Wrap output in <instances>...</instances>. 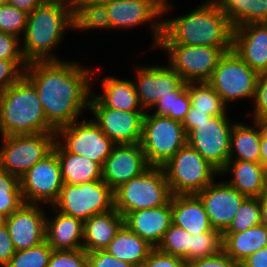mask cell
Masks as SVG:
<instances>
[{
	"instance_id": "29",
	"label": "cell",
	"mask_w": 267,
	"mask_h": 267,
	"mask_svg": "<svg viewBox=\"0 0 267 267\" xmlns=\"http://www.w3.org/2000/svg\"><path fill=\"white\" fill-rule=\"evenodd\" d=\"M153 249V246L123 224L104 250L118 260L128 262L135 267H142Z\"/></svg>"
},
{
	"instance_id": "3",
	"label": "cell",
	"mask_w": 267,
	"mask_h": 267,
	"mask_svg": "<svg viewBox=\"0 0 267 267\" xmlns=\"http://www.w3.org/2000/svg\"><path fill=\"white\" fill-rule=\"evenodd\" d=\"M73 6L40 4L28 14L23 35L24 45L21 48L23 58L27 63L59 61V58L53 56L52 50L57 48L56 46L63 40V33L67 29L74 28Z\"/></svg>"
},
{
	"instance_id": "40",
	"label": "cell",
	"mask_w": 267,
	"mask_h": 267,
	"mask_svg": "<svg viewBox=\"0 0 267 267\" xmlns=\"http://www.w3.org/2000/svg\"><path fill=\"white\" fill-rule=\"evenodd\" d=\"M53 249L43 241L39 245L16 251L5 267H47Z\"/></svg>"
},
{
	"instance_id": "30",
	"label": "cell",
	"mask_w": 267,
	"mask_h": 267,
	"mask_svg": "<svg viewBox=\"0 0 267 267\" xmlns=\"http://www.w3.org/2000/svg\"><path fill=\"white\" fill-rule=\"evenodd\" d=\"M102 81L104 94H94V96L105 107L120 111L145 112L139 102L133 81L110 76Z\"/></svg>"
},
{
	"instance_id": "5",
	"label": "cell",
	"mask_w": 267,
	"mask_h": 267,
	"mask_svg": "<svg viewBox=\"0 0 267 267\" xmlns=\"http://www.w3.org/2000/svg\"><path fill=\"white\" fill-rule=\"evenodd\" d=\"M171 198L162 167L150 166L114 190V208L125 217L132 211L163 206Z\"/></svg>"
},
{
	"instance_id": "26",
	"label": "cell",
	"mask_w": 267,
	"mask_h": 267,
	"mask_svg": "<svg viewBox=\"0 0 267 267\" xmlns=\"http://www.w3.org/2000/svg\"><path fill=\"white\" fill-rule=\"evenodd\" d=\"M124 224V217L114 208L84 222L83 250H104Z\"/></svg>"
},
{
	"instance_id": "57",
	"label": "cell",
	"mask_w": 267,
	"mask_h": 267,
	"mask_svg": "<svg viewBox=\"0 0 267 267\" xmlns=\"http://www.w3.org/2000/svg\"><path fill=\"white\" fill-rule=\"evenodd\" d=\"M89 1H92L95 3H100V4H107V3H110V2L115 1V0H89Z\"/></svg>"
},
{
	"instance_id": "36",
	"label": "cell",
	"mask_w": 267,
	"mask_h": 267,
	"mask_svg": "<svg viewBox=\"0 0 267 267\" xmlns=\"http://www.w3.org/2000/svg\"><path fill=\"white\" fill-rule=\"evenodd\" d=\"M23 204L20 178L0 168V214L7 217Z\"/></svg>"
},
{
	"instance_id": "55",
	"label": "cell",
	"mask_w": 267,
	"mask_h": 267,
	"mask_svg": "<svg viewBox=\"0 0 267 267\" xmlns=\"http://www.w3.org/2000/svg\"><path fill=\"white\" fill-rule=\"evenodd\" d=\"M260 164L267 170V143H261Z\"/></svg>"
},
{
	"instance_id": "17",
	"label": "cell",
	"mask_w": 267,
	"mask_h": 267,
	"mask_svg": "<svg viewBox=\"0 0 267 267\" xmlns=\"http://www.w3.org/2000/svg\"><path fill=\"white\" fill-rule=\"evenodd\" d=\"M149 167L140 143L115 144L102 167V180L114 191Z\"/></svg>"
},
{
	"instance_id": "12",
	"label": "cell",
	"mask_w": 267,
	"mask_h": 267,
	"mask_svg": "<svg viewBox=\"0 0 267 267\" xmlns=\"http://www.w3.org/2000/svg\"><path fill=\"white\" fill-rule=\"evenodd\" d=\"M157 47L168 52V65L186 83L208 82L219 59L225 53L222 48L207 46L158 44Z\"/></svg>"
},
{
	"instance_id": "33",
	"label": "cell",
	"mask_w": 267,
	"mask_h": 267,
	"mask_svg": "<svg viewBox=\"0 0 267 267\" xmlns=\"http://www.w3.org/2000/svg\"><path fill=\"white\" fill-rule=\"evenodd\" d=\"M73 22L74 30L111 29V20L106 4L89 0H74Z\"/></svg>"
},
{
	"instance_id": "43",
	"label": "cell",
	"mask_w": 267,
	"mask_h": 267,
	"mask_svg": "<svg viewBox=\"0 0 267 267\" xmlns=\"http://www.w3.org/2000/svg\"><path fill=\"white\" fill-rule=\"evenodd\" d=\"M27 65L26 60L0 59V93L17 83L24 76Z\"/></svg>"
},
{
	"instance_id": "47",
	"label": "cell",
	"mask_w": 267,
	"mask_h": 267,
	"mask_svg": "<svg viewBox=\"0 0 267 267\" xmlns=\"http://www.w3.org/2000/svg\"><path fill=\"white\" fill-rule=\"evenodd\" d=\"M88 267H135L108 254L105 250L87 252Z\"/></svg>"
},
{
	"instance_id": "20",
	"label": "cell",
	"mask_w": 267,
	"mask_h": 267,
	"mask_svg": "<svg viewBox=\"0 0 267 267\" xmlns=\"http://www.w3.org/2000/svg\"><path fill=\"white\" fill-rule=\"evenodd\" d=\"M111 20V29L128 28L156 20L173 5L168 0H115L106 4Z\"/></svg>"
},
{
	"instance_id": "31",
	"label": "cell",
	"mask_w": 267,
	"mask_h": 267,
	"mask_svg": "<svg viewBox=\"0 0 267 267\" xmlns=\"http://www.w3.org/2000/svg\"><path fill=\"white\" fill-rule=\"evenodd\" d=\"M253 125L254 127L244 123L234 124L231 130L229 160L260 163L261 132L255 121Z\"/></svg>"
},
{
	"instance_id": "8",
	"label": "cell",
	"mask_w": 267,
	"mask_h": 267,
	"mask_svg": "<svg viewBox=\"0 0 267 267\" xmlns=\"http://www.w3.org/2000/svg\"><path fill=\"white\" fill-rule=\"evenodd\" d=\"M52 209L85 222L114 209V191L103 181L64 183Z\"/></svg>"
},
{
	"instance_id": "2",
	"label": "cell",
	"mask_w": 267,
	"mask_h": 267,
	"mask_svg": "<svg viewBox=\"0 0 267 267\" xmlns=\"http://www.w3.org/2000/svg\"><path fill=\"white\" fill-rule=\"evenodd\" d=\"M153 46L177 44L233 50V26L216 0H208L194 11L151 24Z\"/></svg>"
},
{
	"instance_id": "49",
	"label": "cell",
	"mask_w": 267,
	"mask_h": 267,
	"mask_svg": "<svg viewBox=\"0 0 267 267\" xmlns=\"http://www.w3.org/2000/svg\"><path fill=\"white\" fill-rule=\"evenodd\" d=\"M16 250L10 238L9 231L5 223L0 226V267H5Z\"/></svg>"
},
{
	"instance_id": "15",
	"label": "cell",
	"mask_w": 267,
	"mask_h": 267,
	"mask_svg": "<svg viewBox=\"0 0 267 267\" xmlns=\"http://www.w3.org/2000/svg\"><path fill=\"white\" fill-rule=\"evenodd\" d=\"M89 109L95 116L93 121L115 144L140 143L145 112L120 111L105 107L94 93L90 97Z\"/></svg>"
},
{
	"instance_id": "24",
	"label": "cell",
	"mask_w": 267,
	"mask_h": 267,
	"mask_svg": "<svg viewBox=\"0 0 267 267\" xmlns=\"http://www.w3.org/2000/svg\"><path fill=\"white\" fill-rule=\"evenodd\" d=\"M229 171L234 178L226 182L246 197L259 198L267 190V170L260 163L229 160L220 174Z\"/></svg>"
},
{
	"instance_id": "41",
	"label": "cell",
	"mask_w": 267,
	"mask_h": 267,
	"mask_svg": "<svg viewBox=\"0 0 267 267\" xmlns=\"http://www.w3.org/2000/svg\"><path fill=\"white\" fill-rule=\"evenodd\" d=\"M27 19L26 12L9 4L0 5V32L20 38L21 33L24 35Z\"/></svg>"
},
{
	"instance_id": "6",
	"label": "cell",
	"mask_w": 267,
	"mask_h": 267,
	"mask_svg": "<svg viewBox=\"0 0 267 267\" xmlns=\"http://www.w3.org/2000/svg\"><path fill=\"white\" fill-rule=\"evenodd\" d=\"M162 169L172 195L197 194L220 173L188 144L168 160Z\"/></svg>"
},
{
	"instance_id": "32",
	"label": "cell",
	"mask_w": 267,
	"mask_h": 267,
	"mask_svg": "<svg viewBox=\"0 0 267 267\" xmlns=\"http://www.w3.org/2000/svg\"><path fill=\"white\" fill-rule=\"evenodd\" d=\"M233 28L267 23V0H216Z\"/></svg>"
},
{
	"instance_id": "42",
	"label": "cell",
	"mask_w": 267,
	"mask_h": 267,
	"mask_svg": "<svg viewBox=\"0 0 267 267\" xmlns=\"http://www.w3.org/2000/svg\"><path fill=\"white\" fill-rule=\"evenodd\" d=\"M47 267H88L87 252L78 250H53Z\"/></svg>"
},
{
	"instance_id": "56",
	"label": "cell",
	"mask_w": 267,
	"mask_h": 267,
	"mask_svg": "<svg viewBox=\"0 0 267 267\" xmlns=\"http://www.w3.org/2000/svg\"><path fill=\"white\" fill-rule=\"evenodd\" d=\"M37 1L40 4L74 5V0H37Z\"/></svg>"
},
{
	"instance_id": "28",
	"label": "cell",
	"mask_w": 267,
	"mask_h": 267,
	"mask_svg": "<svg viewBox=\"0 0 267 267\" xmlns=\"http://www.w3.org/2000/svg\"><path fill=\"white\" fill-rule=\"evenodd\" d=\"M53 151L60 162L63 183L82 184L102 180V167L98 163L67 152L57 140Z\"/></svg>"
},
{
	"instance_id": "52",
	"label": "cell",
	"mask_w": 267,
	"mask_h": 267,
	"mask_svg": "<svg viewBox=\"0 0 267 267\" xmlns=\"http://www.w3.org/2000/svg\"><path fill=\"white\" fill-rule=\"evenodd\" d=\"M6 4L12 5L27 14L32 13L40 5L37 0H6Z\"/></svg>"
},
{
	"instance_id": "19",
	"label": "cell",
	"mask_w": 267,
	"mask_h": 267,
	"mask_svg": "<svg viewBox=\"0 0 267 267\" xmlns=\"http://www.w3.org/2000/svg\"><path fill=\"white\" fill-rule=\"evenodd\" d=\"M136 75L133 83L144 110L152 108L161 97L173 95L184 83L182 77L169 65L138 67Z\"/></svg>"
},
{
	"instance_id": "7",
	"label": "cell",
	"mask_w": 267,
	"mask_h": 267,
	"mask_svg": "<svg viewBox=\"0 0 267 267\" xmlns=\"http://www.w3.org/2000/svg\"><path fill=\"white\" fill-rule=\"evenodd\" d=\"M186 144L182 122L145 112L140 145L150 166L162 167Z\"/></svg>"
},
{
	"instance_id": "45",
	"label": "cell",
	"mask_w": 267,
	"mask_h": 267,
	"mask_svg": "<svg viewBox=\"0 0 267 267\" xmlns=\"http://www.w3.org/2000/svg\"><path fill=\"white\" fill-rule=\"evenodd\" d=\"M142 267H187V262L180 257L161 252L154 248Z\"/></svg>"
},
{
	"instance_id": "44",
	"label": "cell",
	"mask_w": 267,
	"mask_h": 267,
	"mask_svg": "<svg viewBox=\"0 0 267 267\" xmlns=\"http://www.w3.org/2000/svg\"><path fill=\"white\" fill-rule=\"evenodd\" d=\"M254 102L253 118H267V71L258 74Z\"/></svg>"
},
{
	"instance_id": "38",
	"label": "cell",
	"mask_w": 267,
	"mask_h": 267,
	"mask_svg": "<svg viewBox=\"0 0 267 267\" xmlns=\"http://www.w3.org/2000/svg\"><path fill=\"white\" fill-rule=\"evenodd\" d=\"M190 242L191 234L172 223L157 248L161 252L183 258L188 263Z\"/></svg>"
},
{
	"instance_id": "50",
	"label": "cell",
	"mask_w": 267,
	"mask_h": 267,
	"mask_svg": "<svg viewBox=\"0 0 267 267\" xmlns=\"http://www.w3.org/2000/svg\"><path fill=\"white\" fill-rule=\"evenodd\" d=\"M210 118V115L206 114L205 112L195 111V109L190 106L182 125L186 134L188 135L194 128H197V124L208 121Z\"/></svg>"
},
{
	"instance_id": "22",
	"label": "cell",
	"mask_w": 267,
	"mask_h": 267,
	"mask_svg": "<svg viewBox=\"0 0 267 267\" xmlns=\"http://www.w3.org/2000/svg\"><path fill=\"white\" fill-rule=\"evenodd\" d=\"M124 224L131 232L157 248L172 224L171 200L160 207L129 212L124 217Z\"/></svg>"
},
{
	"instance_id": "1",
	"label": "cell",
	"mask_w": 267,
	"mask_h": 267,
	"mask_svg": "<svg viewBox=\"0 0 267 267\" xmlns=\"http://www.w3.org/2000/svg\"><path fill=\"white\" fill-rule=\"evenodd\" d=\"M92 74L76 62L64 60L29 62L24 70V77L36 88L47 122L55 130L78 120L83 109H89Z\"/></svg>"
},
{
	"instance_id": "59",
	"label": "cell",
	"mask_w": 267,
	"mask_h": 267,
	"mask_svg": "<svg viewBox=\"0 0 267 267\" xmlns=\"http://www.w3.org/2000/svg\"><path fill=\"white\" fill-rule=\"evenodd\" d=\"M6 4V0H0V5Z\"/></svg>"
},
{
	"instance_id": "9",
	"label": "cell",
	"mask_w": 267,
	"mask_h": 267,
	"mask_svg": "<svg viewBox=\"0 0 267 267\" xmlns=\"http://www.w3.org/2000/svg\"><path fill=\"white\" fill-rule=\"evenodd\" d=\"M0 168L21 178L38 161L53 151L56 133H36L2 137Z\"/></svg>"
},
{
	"instance_id": "46",
	"label": "cell",
	"mask_w": 267,
	"mask_h": 267,
	"mask_svg": "<svg viewBox=\"0 0 267 267\" xmlns=\"http://www.w3.org/2000/svg\"><path fill=\"white\" fill-rule=\"evenodd\" d=\"M18 39L15 35L0 32V59L25 60Z\"/></svg>"
},
{
	"instance_id": "58",
	"label": "cell",
	"mask_w": 267,
	"mask_h": 267,
	"mask_svg": "<svg viewBox=\"0 0 267 267\" xmlns=\"http://www.w3.org/2000/svg\"><path fill=\"white\" fill-rule=\"evenodd\" d=\"M4 219L5 217L2 214H0V226L4 223Z\"/></svg>"
},
{
	"instance_id": "11",
	"label": "cell",
	"mask_w": 267,
	"mask_h": 267,
	"mask_svg": "<svg viewBox=\"0 0 267 267\" xmlns=\"http://www.w3.org/2000/svg\"><path fill=\"white\" fill-rule=\"evenodd\" d=\"M78 121L59 127L56 130V139L67 151L83 156L103 167L105 160L110 156L115 143L108 138L100 127L93 121ZM62 137V138H61Z\"/></svg>"
},
{
	"instance_id": "25",
	"label": "cell",
	"mask_w": 267,
	"mask_h": 267,
	"mask_svg": "<svg viewBox=\"0 0 267 267\" xmlns=\"http://www.w3.org/2000/svg\"><path fill=\"white\" fill-rule=\"evenodd\" d=\"M172 223L191 235L212 229L204 205L196 194L172 195Z\"/></svg>"
},
{
	"instance_id": "27",
	"label": "cell",
	"mask_w": 267,
	"mask_h": 267,
	"mask_svg": "<svg viewBox=\"0 0 267 267\" xmlns=\"http://www.w3.org/2000/svg\"><path fill=\"white\" fill-rule=\"evenodd\" d=\"M267 247V227L257 225L243 232H223L222 250L237 264Z\"/></svg>"
},
{
	"instance_id": "14",
	"label": "cell",
	"mask_w": 267,
	"mask_h": 267,
	"mask_svg": "<svg viewBox=\"0 0 267 267\" xmlns=\"http://www.w3.org/2000/svg\"><path fill=\"white\" fill-rule=\"evenodd\" d=\"M20 184L24 203L53 205L64 184L57 154L52 151L38 161L20 178Z\"/></svg>"
},
{
	"instance_id": "16",
	"label": "cell",
	"mask_w": 267,
	"mask_h": 267,
	"mask_svg": "<svg viewBox=\"0 0 267 267\" xmlns=\"http://www.w3.org/2000/svg\"><path fill=\"white\" fill-rule=\"evenodd\" d=\"M202 201L212 228L223 233L247 198L227 182L214 181L196 194Z\"/></svg>"
},
{
	"instance_id": "48",
	"label": "cell",
	"mask_w": 267,
	"mask_h": 267,
	"mask_svg": "<svg viewBox=\"0 0 267 267\" xmlns=\"http://www.w3.org/2000/svg\"><path fill=\"white\" fill-rule=\"evenodd\" d=\"M237 263L232 260L223 250L206 258L189 261L187 267H235Z\"/></svg>"
},
{
	"instance_id": "51",
	"label": "cell",
	"mask_w": 267,
	"mask_h": 267,
	"mask_svg": "<svg viewBox=\"0 0 267 267\" xmlns=\"http://www.w3.org/2000/svg\"><path fill=\"white\" fill-rule=\"evenodd\" d=\"M240 264L244 267H267V247L249 255Z\"/></svg>"
},
{
	"instance_id": "35",
	"label": "cell",
	"mask_w": 267,
	"mask_h": 267,
	"mask_svg": "<svg viewBox=\"0 0 267 267\" xmlns=\"http://www.w3.org/2000/svg\"><path fill=\"white\" fill-rule=\"evenodd\" d=\"M191 106L187 91V83L184 82L173 95L161 97L153 108L156 111L153 114L167 116L171 119L183 122Z\"/></svg>"
},
{
	"instance_id": "13",
	"label": "cell",
	"mask_w": 267,
	"mask_h": 267,
	"mask_svg": "<svg viewBox=\"0 0 267 267\" xmlns=\"http://www.w3.org/2000/svg\"><path fill=\"white\" fill-rule=\"evenodd\" d=\"M233 126L227 114L212 116L187 135V144L221 172L229 161Z\"/></svg>"
},
{
	"instance_id": "4",
	"label": "cell",
	"mask_w": 267,
	"mask_h": 267,
	"mask_svg": "<svg viewBox=\"0 0 267 267\" xmlns=\"http://www.w3.org/2000/svg\"><path fill=\"white\" fill-rule=\"evenodd\" d=\"M0 131L2 137L56 133L46 120L36 88L24 76L0 93Z\"/></svg>"
},
{
	"instance_id": "21",
	"label": "cell",
	"mask_w": 267,
	"mask_h": 267,
	"mask_svg": "<svg viewBox=\"0 0 267 267\" xmlns=\"http://www.w3.org/2000/svg\"><path fill=\"white\" fill-rule=\"evenodd\" d=\"M233 50L258 74L267 71V23L234 28Z\"/></svg>"
},
{
	"instance_id": "60",
	"label": "cell",
	"mask_w": 267,
	"mask_h": 267,
	"mask_svg": "<svg viewBox=\"0 0 267 267\" xmlns=\"http://www.w3.org/2000/svg\"><path fill=\"white\" fill-rule=\"evenodd\" d=\"M235 267H244V266L241 264H237Z\"/></svg>"
},
{
	"instance_id": "39",
	"label": "cell",
	"mask_w": 267,
	"mask_h": 267,
	"mask_svg": "<svg viewBox=\"0 0 267 267\" xmlns=\"http://www.w3.org/2000/svg\"><path fill=\"white\" fill-rule=\"evenodd\" d=\"M261 224V205L259 198L247 197L240 205L234 219L224 232H243Z\"/></svg>"
},
{
	"instance_id": "53",
	"label": "cell",
	"mask_w": 267,
	"mask_h": 267,
	"mask_svg": "<svg viewBox=\"0 0 267 267\" xmlns=\"http://www.w3.org/2000/svg\"><path fill=\"white\" fill-rule=\"evenodd\" d=\"M261 205V224L267 227V190L259 197Z\"/></svg>"
},
{
	"instance_id": "23",
	"label": "cell",
	"mask_w": 267,
	"mask_h": 267,
	"mask_svg": "<svg viewBox=\"0 0 267 267\" xmlns=\"http://www.w3.org/2000/svg\"><path fill=\"white\" fill-rule=\"evenodd\" d=\"M54 211V218H46L45 241L53 250L83 249L84 222Z\"/></svg>"
},
{
	"instance_id": "54",
	"label": "cell",
	"mask_w": 267,
	"mask_h": 267,
	"mask_svg": "<svg viewBox=\"0 0 267 267\" xmlns=\"http://www.w3.org/2000/svg\"><path fill=\"white\" fill-rule=\"evenodd\" d=\"M261 132V143H267V118L254 119Z\"/></svg>"
},
{
	"instance_id": "34",
	"label": "cell",
	"mask_w": 267,
	"mask_h": 267,
	"mask_svg": "<svg viewBox=\"0 0 267 267\" xmlns=\"http://www.w3.org/2000/svg\"><path fill=\"white\" fill-rule=\"evenodd\" d=\"M187 91L195 111L212 116L226 114V104L208 82H188Z\"/></svg>"
},
{
	"instance_id": "37",
	"label": "cell",
	"mask_w": 267,
	"mask_h": 267,
	"mask_svg": "<svg viewBox=\"0 0 267 267\" xmlns=\"http://www.w3.org/2000/svg\"><path fill=\"white\" fill-rule=\"evenodd\" d=\"M222 251V233L214 228L204 233L191 235L189 261L206 258Z\"/></svg>"
},
{
	"instance_id": "18",
	"label": "cell",
	"mask_w": 267,
	"mask_h": 267,
	"mask_svg": "<svg viewBox=\"0 0 267 267\" xmlns=\"http://www.w3.org/2000/svg\"><path fill=\"white\" fill-rule=\"evenodd\" d=\"M46 216L38 204L24 203L5 217L4 223L16 251L35 247L45 241Z\"/></svg>"
},
{
	"instance_id": "10",
	"label": "cell",
	"mask_w": 267,
	"mask_h": 267,
	"mask_svg": "<svg viewBox=\"0 0 267 267\" xmlns=\"http://www.w3.org/2000/svg\"><path fill=\"white\" fill-rule=\"evenodd\" d=\"M257 79L258 73L230 50L219 59L208 83L227 104L242 98L254 100Z\"/></svg>"
}]
</instances>
